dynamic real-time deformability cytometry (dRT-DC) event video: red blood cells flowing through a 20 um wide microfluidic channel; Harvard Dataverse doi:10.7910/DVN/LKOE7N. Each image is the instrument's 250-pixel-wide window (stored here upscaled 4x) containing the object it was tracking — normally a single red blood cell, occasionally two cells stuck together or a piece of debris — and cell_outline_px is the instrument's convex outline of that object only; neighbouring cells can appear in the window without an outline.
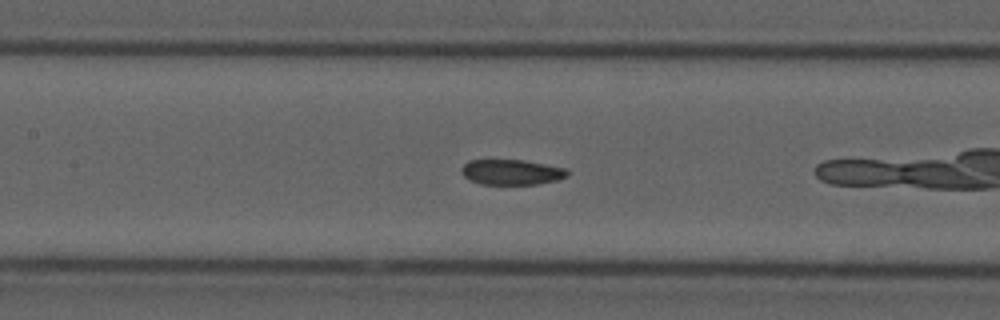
{"species": "common noctule bat (a hibernating species)", "species_latin": "Nyctalus noctula", "temperature_condition": "cold", "stored_images_in_passage": 32, "camera_frame_rate_fps": 3000, "um_per_image_px": 0.085, "animal": {"sex": "male", "forearm_length_mm": 52.5}, "frame": {"image": 1, "passage_image": 10, "time_ms": 3.0, "image_size_px": [1000, 320], "cell_outline_px": [[568, 176], [556, 180], [536, 184], [480, 184], [468, 180], [460, 172], [460, 168], [468, 160], [524, 160], [564, 168], [568, 172]], "centroid_in_image_um": [43.42, 14.63], "position_along_channel_um": 164.0, "area_um2": 15.61}, "authors_computed_cell_mechanics": {"area_um2": 16.5308, "velocity_mm_per_s": 3.7367, "shape_relaxation_time_tau1_ms": null, "shape_relaxation_time_tau2_ms": 3.2441, "deformation_change_tau1": null, "deformation_change_tau2": 0.0767}}